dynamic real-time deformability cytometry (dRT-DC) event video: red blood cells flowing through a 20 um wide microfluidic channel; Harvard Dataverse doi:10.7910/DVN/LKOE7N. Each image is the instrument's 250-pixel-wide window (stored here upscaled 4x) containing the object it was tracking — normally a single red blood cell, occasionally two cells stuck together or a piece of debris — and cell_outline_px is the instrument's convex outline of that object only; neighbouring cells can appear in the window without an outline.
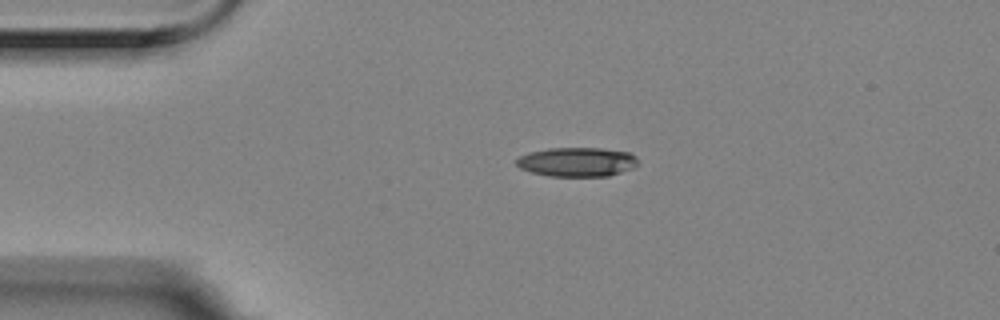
{"species": "Egyptian fruit bat (a non-hibernating species)", "species_latin": "Rousettus aegyptiacus", "temperature_condition": "room temperature", "stored_images_in_passage": 2, "camera_frame_rate_fps": 3000, "um_per_image_px": 0.085, "animal": {"sex": "female"}, "frame": {"image": 1, "passage_image": 1, "time_ms": 0.0, "image_size_px": [1000, 320], "cell_outline_px": [[636, 164], [632, 168], [608, 176], [548, 176], [532, 172], [520, 168], [516, 164], [516, 160], [520, 156], [528, 152], [548, 148], [600, 148], [632, 152], [636, 156]], "centroid_in_image_um": [49.03, 13.75], "position_along_channel_um": 36.0, "area_um2": 20.69}}